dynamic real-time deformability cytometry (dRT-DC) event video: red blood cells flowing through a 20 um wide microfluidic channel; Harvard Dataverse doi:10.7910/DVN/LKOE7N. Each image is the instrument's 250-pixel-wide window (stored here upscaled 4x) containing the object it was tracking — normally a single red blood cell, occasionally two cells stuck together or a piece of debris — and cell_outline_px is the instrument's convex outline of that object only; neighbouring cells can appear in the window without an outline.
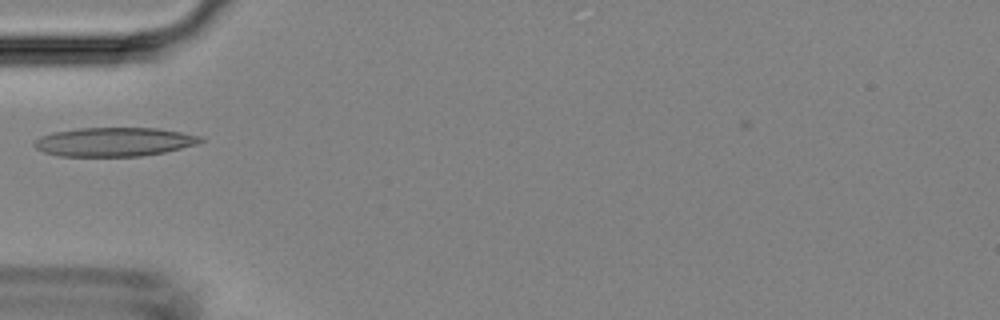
{"species": "Egyptian fruit bat (a non-hibernating species)", "species_latin": "Rousettus aegyptiacus", "temperature_condition": "room temperature", "stored_images_in_passage": 4, "camera_frame_rate_fps": 3000, "um_per_image_px": 0.085, "animal": {"sex": "female"}, "frame": {"image": 1, "passage_image": 3, "time_ms": 2.333, "image_size_px": [1000, 320], "cell_outline_px": [[204, 140], [200, 144], [164, 152], [140, 156], [60, 156], [44, 152], [36, 148], [32, 144], [40, 136], [52, 132], [76, 128], [156, 128], [204, 136]], "centroid_in_image_um": [9.72, 12.05], "position_along_channel_um": 75.3, "area_um2": 28.15}}